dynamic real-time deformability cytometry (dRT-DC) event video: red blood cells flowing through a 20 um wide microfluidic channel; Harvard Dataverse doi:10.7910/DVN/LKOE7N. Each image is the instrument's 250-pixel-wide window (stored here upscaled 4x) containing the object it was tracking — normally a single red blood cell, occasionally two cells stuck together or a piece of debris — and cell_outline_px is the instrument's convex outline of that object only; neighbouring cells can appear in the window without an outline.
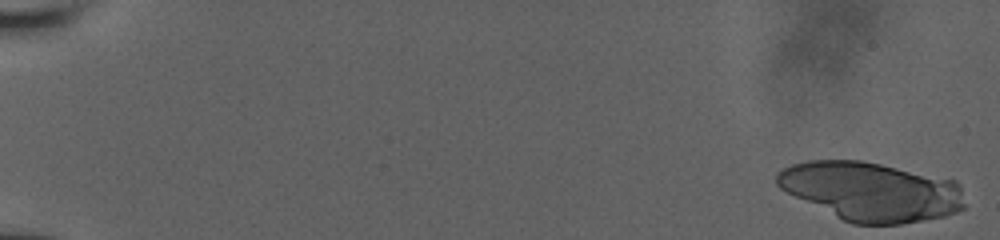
{"species": "human", "species_latin": "Homo sapiens", "temperature_condition": "room temperature", "stored_images_in_passage": 9, "camera_frame_rate_fps": 3000, "um_per_image_px": 0.085, "donor": {"sex": "male"}, "frame": {"image": 1, "passage_image": 1, "time_ms": 0.0, "image_size_px": [1000, 240], "cell_outline_px": [[964, 208], [956, 212], [944, 216], [900, 224], [852, 224], [780, 188], [776, 184], [776, 172], [792, 164], [808, 160], [860, 160], [880, 164], [956, 180], [960, 184], [964, 204]], "centroid_in_image_um": [74.06, 16.26], "position_along_channel_um": 10.9, "area_um2": 63.87}}